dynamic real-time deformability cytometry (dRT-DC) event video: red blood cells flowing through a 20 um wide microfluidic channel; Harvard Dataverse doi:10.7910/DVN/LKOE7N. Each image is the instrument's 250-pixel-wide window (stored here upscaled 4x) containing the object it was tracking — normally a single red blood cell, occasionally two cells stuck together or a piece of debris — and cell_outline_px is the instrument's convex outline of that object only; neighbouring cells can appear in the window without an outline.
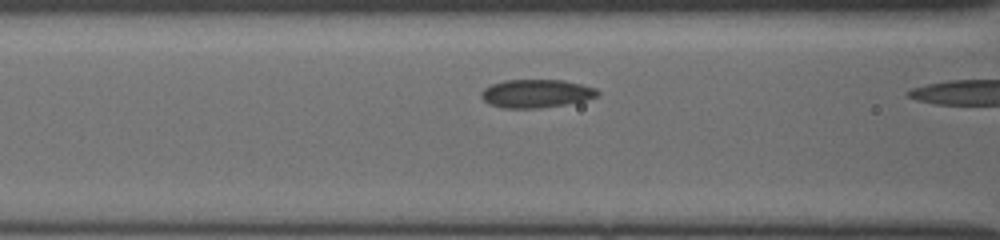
{"species": "common noctule bat (a hibernating species)", "species_latin": "Nyctalus noctula", "temperature_condition": "cold", "stored_images_in_passage": 8, "camera_frame_rate_fps": 3000, "um_per_image_px": 0.085, "animal": {"sex": "female", "body_mass_g": 19.5, "forearm_length_mm": 54.1}, "frame": {"image": 1, "passage_image": 7, "time_ms": 2.0, "image_size_px": [1000, 240], "cell_outline_px": [[600, 92], [596, 96], [584, 100], [564, 104], [536, 108], [504, 108], [492, 104], [484, 100], [480, 96], [480, 92], [484, 88], [492, 84], [504, 80], [564, 80], [596, 88]], "centroid_in_image_um": [45.55, 7.94], "position_along_channel_um": 121.0, "area_um2": 18.9}}